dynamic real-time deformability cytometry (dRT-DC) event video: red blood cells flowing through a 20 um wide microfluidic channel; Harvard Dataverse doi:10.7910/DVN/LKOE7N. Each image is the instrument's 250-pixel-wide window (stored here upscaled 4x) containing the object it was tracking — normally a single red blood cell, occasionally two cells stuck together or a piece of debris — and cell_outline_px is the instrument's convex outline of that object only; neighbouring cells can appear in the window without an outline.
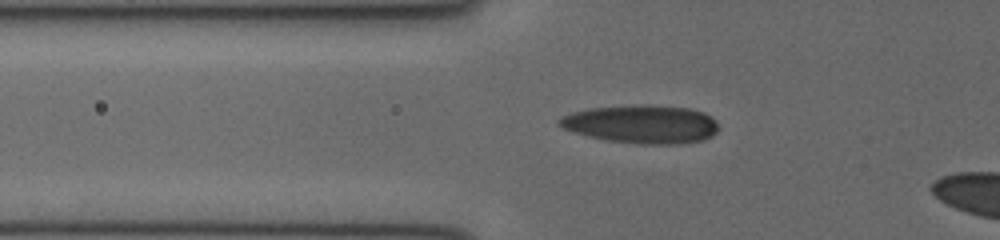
{"species": "human", "species_latin": "Homo sapiens", "temperature_condition": "cold", "stored_images_in_passage": 4, "segment_of_instrument_passage": [1, 2], "camera_frame_rate_fps": 3000, "um_per_image_px": 0.085, "donor": {"sex": "female"}, "frame": {"image": 1, "passage_image": 2, "time_ms": 0.333, "image_size_px": [1000, 240], "cell_outline_px": [[716, 132], [712, 136], [704, 140], [680, 144], [644, 144], [608, 140], [576, 132], [564, 128], [556, 124], [556, 120], [572, 112], [592, 108], [688, 108], [704, 112], [716, 120]], "centroid_in_image_um": [54.57, 10.61], "position_along_channel_um": 71.2, "area_um2": 33.87}}